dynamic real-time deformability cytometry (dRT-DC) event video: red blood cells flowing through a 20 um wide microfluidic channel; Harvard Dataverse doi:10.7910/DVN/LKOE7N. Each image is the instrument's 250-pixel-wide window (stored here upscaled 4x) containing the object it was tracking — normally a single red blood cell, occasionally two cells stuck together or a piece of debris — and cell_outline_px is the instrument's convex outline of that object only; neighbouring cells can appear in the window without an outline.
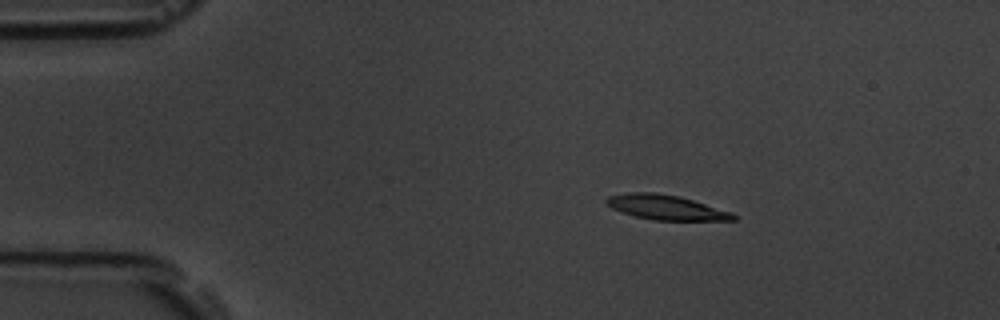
{"species": "common noctule bat (a hibernating species)", "species_latin": "Nyctalus noctula", "temperature_condition": "room temperature", "stored_images_in_passage": 5, "segment_of_instrument_passage": [1, 2], "camera_frame_rate_fps": 3000, "um_per_image_px": 0.085, "animal": {"sex": "male", "body_mass_g": 19.5, "forearm_length_mm": 54.6}, "frame": {"image": 1, "passage_image": 3, "time_ms": 2.333, "image_size_px": [1000, 320], "cell_outline_px": [[736, 220], [652, 220], [636, 216], [612, 208], [604, 200], [608, 196], [628, 192], [656, 192], [676, 196], [692, 200], [732, 212], [736, 216]], "centroid_in_image_um": [56.6, 17.62], "position_along_channel_um": 28.4, "area_um2": 18.03}}